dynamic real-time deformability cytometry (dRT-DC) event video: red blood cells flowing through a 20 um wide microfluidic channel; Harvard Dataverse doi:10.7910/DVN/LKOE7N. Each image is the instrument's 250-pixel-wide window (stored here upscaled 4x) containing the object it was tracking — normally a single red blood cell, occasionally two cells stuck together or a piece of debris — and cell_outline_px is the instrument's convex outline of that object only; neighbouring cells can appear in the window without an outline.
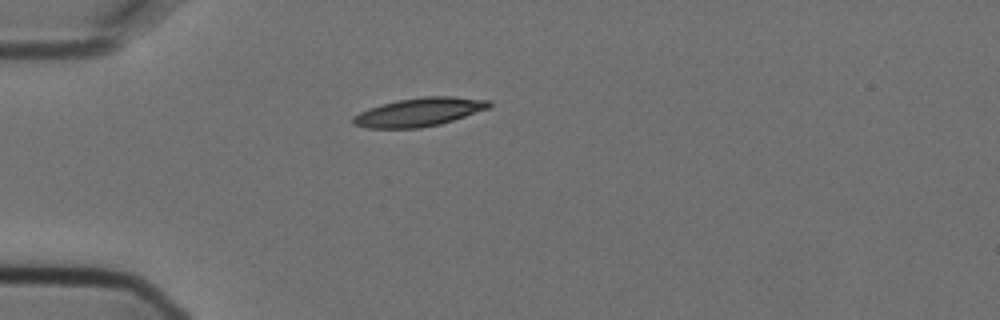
{"species": "Egyptian fruit bat (a non-hibernating species)", "species_latin": "Rousettus aegyptiacus", "temperature_condition": "cold", "stored_images_in_passage": 1, "camera_frame_rate_fps": 3000, "um_per_image_px": 0.085, "animal": {"sex": "female"}, "frame": {"image": 1, "passage_image": 1, "time_ms": 0.0, "image_size_px": [1000, 320], "cell_outline_px": [[492, 104], [488, 108], [440, 124], [420, 128], [368, 128], [352, 124], [352, 116], [368, 108], [400, 100], [424, 96], [452, 96], [492, 100]], "centroid_in_image_um": [35.62, 9.52], "position_along_channel_um": 49.4, "area_um2": 22.43}}